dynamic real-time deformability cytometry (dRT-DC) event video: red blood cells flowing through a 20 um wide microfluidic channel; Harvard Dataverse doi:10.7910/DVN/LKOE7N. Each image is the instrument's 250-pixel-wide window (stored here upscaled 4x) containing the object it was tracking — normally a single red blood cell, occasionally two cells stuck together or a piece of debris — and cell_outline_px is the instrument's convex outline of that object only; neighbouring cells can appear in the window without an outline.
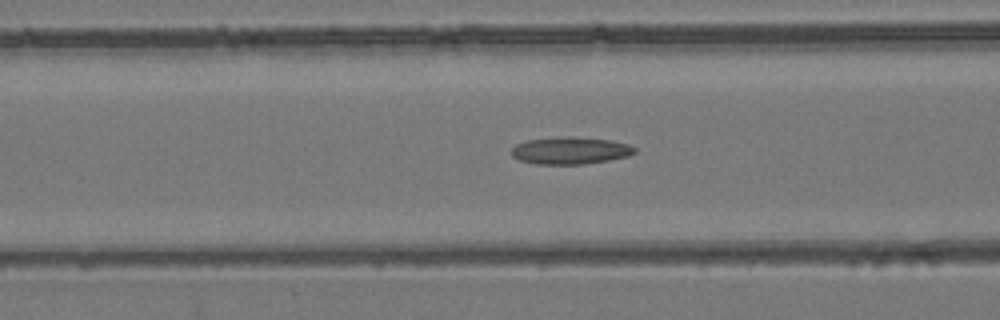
{"species": "common noctule bat (a hibernating species)", "species_latin": "Nyctalus noctula", "temperature_condition": "room temperature", "stored_images_in_passage": 53, "camera_frame_rate_fps": 3000, "um_per_image_px": 0.085, "animal": {"sex": "female", "body_mass_g": 24.6, "forearm_length_mm": 56.2}, "frame": {"image": 1, "passage_image": 21, "time_ms": 6.667, "image_size_px": [1000, 320], "cell_outline_px": [[636, 152], [628, 156], [608, 160], [584, 164], [536, 164], [520, 160], [512, 156], [512, 148], [516, 144], [528, 140], [564, 136], [572, 136], [612, 140], [628, 144], [636, 148]], "centroid_in_image_um": [48.49, 12.79], "position_along_channel_um": 118.1, "area_um2": 19.54}}
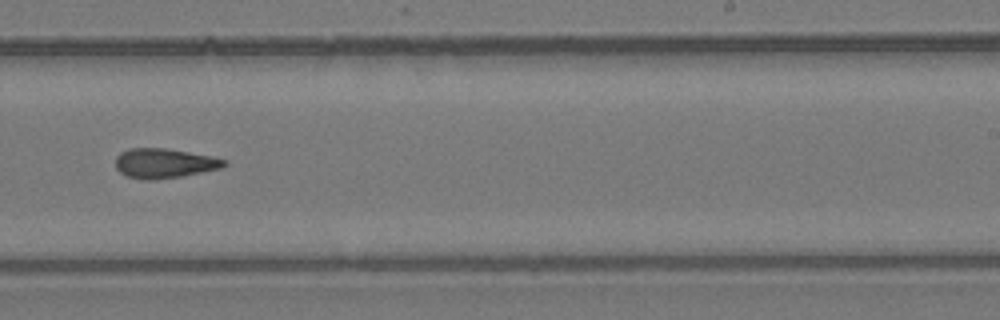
{"frame": {"image": 2, "passage_image": 33, "time_ms": 10.667, "image_size_px": [1000, 320], "cell_outline_px": [[228, 164], [220, 168], [180, 176], [152, 180], [144, 180], [128, 176], [120, 172], [116, 168], [116, 156], [120, 152], [128, 148], [164, 148], [212, 156], [228, 160]], "centroid_in_image_um": [13.95, 13.87], "position_along_channel_um": 275.0, "area_um2": 18.67}}
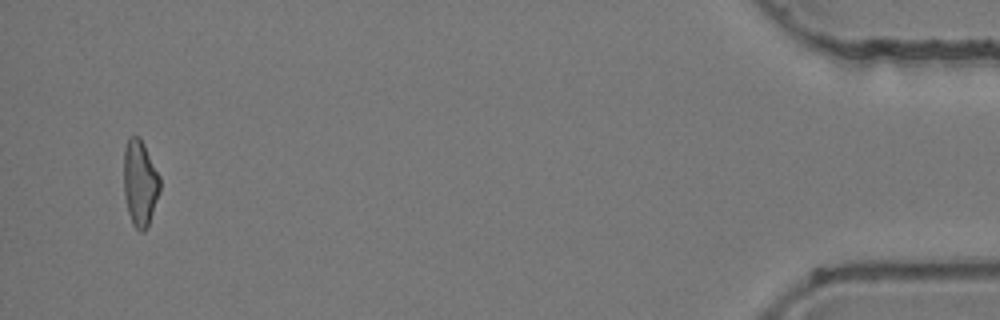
{"frame": {"image": 3, "passage_image": 51, "time_ms": 16.667, "image_size_px": [1000, 320], "cell_outline_px": [[160, 192], [148, 224], [144, 232], [140, 232], [132, 224], [128, 212], [124, 196], [124, 148], [128, 136], [140, 136], [160, 176]], "centroid_in_image_um": [11.89, 15.53], "position_along_channel_um": 423.3, "area_um2": 18.26}, "authors_computed_cell_mechanics": {"area_um2": 18.7272, "velocity_mm_per_s": 3.9272, "shape_relaxation_time_tau1_ms": null, "shape_relaxation_time_tau2_ms": 7.0983, "deformation_change_tau1": null, "deformation_change_tau2": 0.1966}}